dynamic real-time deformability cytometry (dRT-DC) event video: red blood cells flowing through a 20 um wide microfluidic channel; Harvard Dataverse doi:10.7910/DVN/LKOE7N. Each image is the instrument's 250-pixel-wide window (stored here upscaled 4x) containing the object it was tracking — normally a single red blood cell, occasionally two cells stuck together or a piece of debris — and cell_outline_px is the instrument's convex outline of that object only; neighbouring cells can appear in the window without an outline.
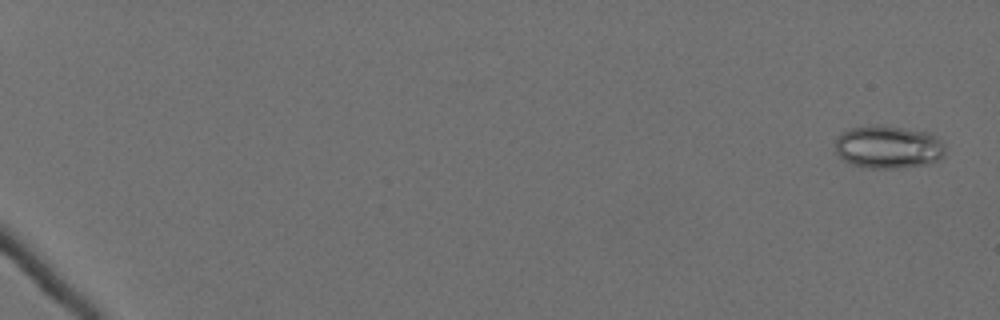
{"species": "Egyptian fruit bat (a non-hibernating species)", "species_latin": "Rousettus aegyptiacus", "temperature_condition": "cold", "stored_images_in_passage": 62, "camera_frame_rate_fps": 3000, "um_per_image_px": 0.085, "animal": {"sex": "female"}, "frame": {"image": 1, "passage_image": 3, "time_ms": 0.667, "image_size_px": [1000, 320], "cell_outline_px": [[944, 156], [928, 164], [900, 168], [868, 168], [852, 164], [844, 160], [836, 152], [836, 136], [848, 128], [872, 124], [928, 132], [936, 136], [944, 144]], "centroid_in_image_um": [75.48, 12.49], "position_along_channel_um": 9.5, "area_um2": 27.57}}
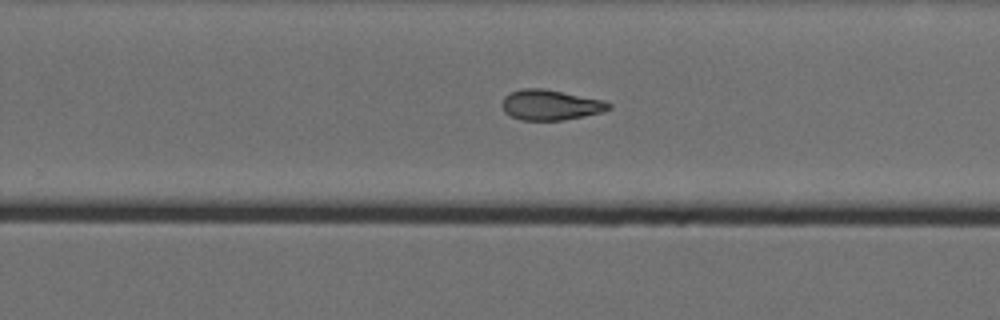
{"frame": {"image": 2, "passage_image": 44, "time_ms": 14.333, "image_size_px": [1000, 320], "cell_outline_px": [[612, 108], [604, 112], [584, 116], [560, 120], [520, 120], [504, 112], [500, 104], [504, 96], [508, 92], [520, 88], [544, 88], [604, 100], [612, 104]], "centroid_in_image_um": [46.77, 8.9], "position_along_channel_um": 283.0, "area_um2": 19.19}}
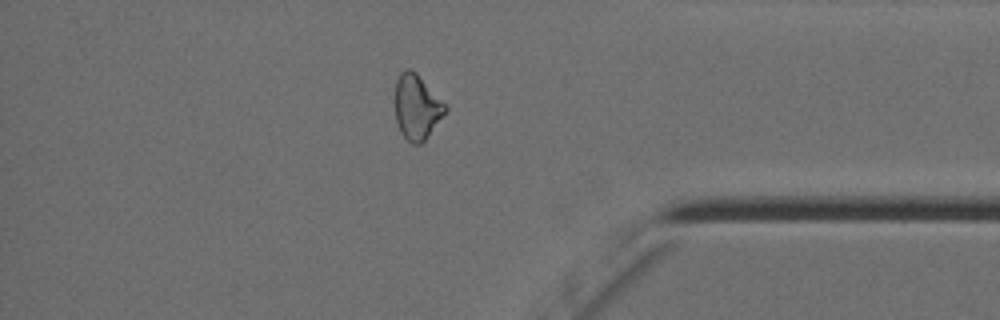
{"frame": {"image": 3, "passage_image": 55, "time_ms": 18.0, "image_size_px": [1000, 320], "cell_outline_px": [[448, 108], [428, 136], [420, 144], [412, 144], [400, 132], [396, 120], [396, 80], [400, 72], [404, 68], [408, 68], [416, 72]], "centroid_in_image_um": [35.41, 9.09], "position_along_channel_um": 399.8, "area_um2": 18.61}, "authors_computed_cell_mechanics": {"area_um2": 20.3456, "velocity_mm_per_s": 3.5499, "shape_relaxation_time_tau1_ms": null, "shape_relaxation_time_tau2_ms": 5.5775, "deformation_change_tau1": null, "deformation_change_tau2": 0.1192}}